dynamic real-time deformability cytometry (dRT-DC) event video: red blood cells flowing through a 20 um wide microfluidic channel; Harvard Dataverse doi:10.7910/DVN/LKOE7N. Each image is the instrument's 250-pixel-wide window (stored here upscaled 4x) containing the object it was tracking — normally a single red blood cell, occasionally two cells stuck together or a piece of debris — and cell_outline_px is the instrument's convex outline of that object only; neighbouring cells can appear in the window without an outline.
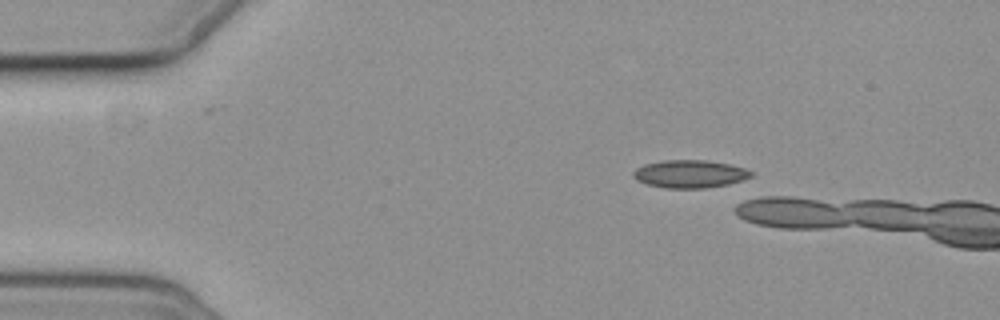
{"species": "common noctule bat (a hibernating species)", "species_latin": "Nyctalus noctula", "temperature_condition": "cold", "stored_images_in_passage": 2, "camera_frame_rate_fps": 3000, "um_per_image_px": 0.085, "animal": {"sex": "female", "body_mass_g": 19.3, "forearm_length_mm": 54.1}, "frame": {"image": 1, "passage_image": 1, "time_ms": 0.0, "image_size_px": [1000, 320], "cell_outline_px": [[752, 176], [728, 184], [704, 188], [664, 188], [648, 184], [636, 180], [632, 176], [632, 172], [636, 168], [644, 164], [664, 160], [708, 160], [728, 164], [744, 168], [752, 172]], "centroid_in_image_um": [58.59, 14.78], "position_along_channel_um": 26.4, "area_um2": 19.02}}